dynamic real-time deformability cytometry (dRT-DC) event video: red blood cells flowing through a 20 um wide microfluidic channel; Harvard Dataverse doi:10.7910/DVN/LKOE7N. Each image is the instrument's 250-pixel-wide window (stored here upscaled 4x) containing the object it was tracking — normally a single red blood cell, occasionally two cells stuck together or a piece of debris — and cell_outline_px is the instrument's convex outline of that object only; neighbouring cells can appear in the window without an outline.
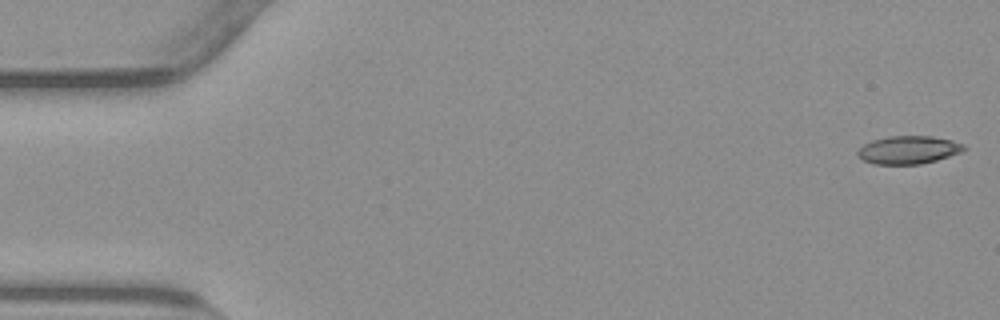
{"species": "common noctule bat (a hibernating species)", "species_latin": "Nyctalus noctula", "temperature_condition": "warm", "stored_images_in_passage": 54, "camera_frame_rate_fps": 3000, "um_per_image_px": 0.085, "animal": {"sex": "male", "body_mass_g": 23.1, "forearm_length_mm": 52.7}, "frame": {"image": 1, "passage_image": 1, "time_ms": 0.0, "image_size_px": [1000, 320], "cell_outline_px": [[968, 148], [960, 152], [936, 160], [920, 164], [872, 164], [856, 156], [856, 152], [864, 144], [872, 140], [888, 136], [932, 136], [952, 140], [964, 144]], "centroid_in_image_um": [77.2, 12.73], "position_along_channel_um": 7.8, "area_um2": 17.4}}
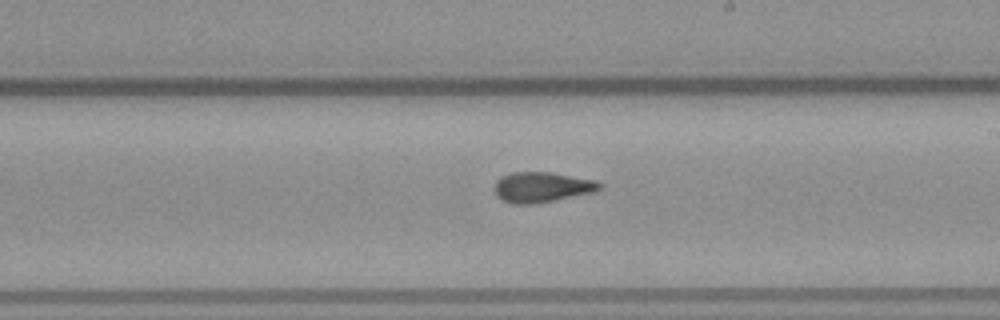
{"frame": {"image": 2, "passage_image": 31, "time_ms": 10.0, "image_size_px": [1000, 320], "cell_outline_px": [[604, 184], [596, 192], [532, 204], [512, 204], [496, 196], [496, 180], [500, 176], [512, 172], [552, 172], [596, 180]], "centroid_in_image_um": [46.09, 15.89], "position_along_channel_um": 242.9, "area_um2": 18.61}}
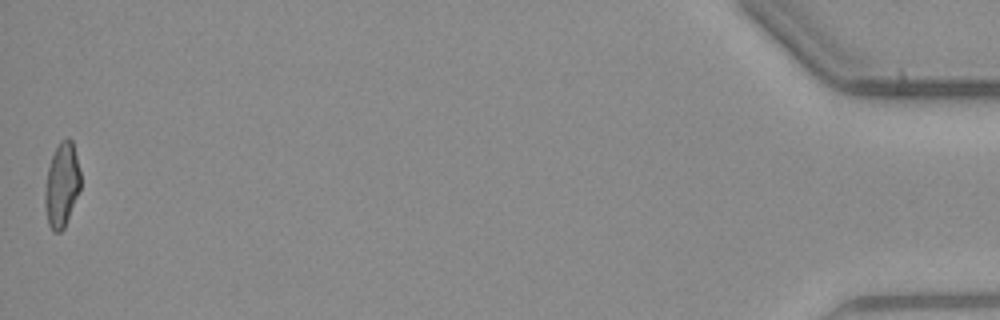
{"frame": {"image": 3, "passage_image": 54, "time_ms": 17.667, "image_size_px": [1000, 320], "cell_outline_px": [[80, 188], [64, 228], [60, 232], [52, 232], [48, 224], [44, 204], [44, 192], [48, 168], [52, 156], [60, 140], [68, 136], [72, 140], [80, 172]], "centroid_in_image_um": [5.23, 15.72], "position_along_channel_um": 430.0, "area_um2": 17.46}, "authors_computed_cell_mechanics": {"area_um2": 18.0047, "velocity_mm_per_s": 3.8086, "shape_relaxation_time_tau1_ms": null, "shape_relaxation_time_tau2_ms": 2.8908, "deformation_change_tau1": null, "deformation_change_tau2": 0.1036}}